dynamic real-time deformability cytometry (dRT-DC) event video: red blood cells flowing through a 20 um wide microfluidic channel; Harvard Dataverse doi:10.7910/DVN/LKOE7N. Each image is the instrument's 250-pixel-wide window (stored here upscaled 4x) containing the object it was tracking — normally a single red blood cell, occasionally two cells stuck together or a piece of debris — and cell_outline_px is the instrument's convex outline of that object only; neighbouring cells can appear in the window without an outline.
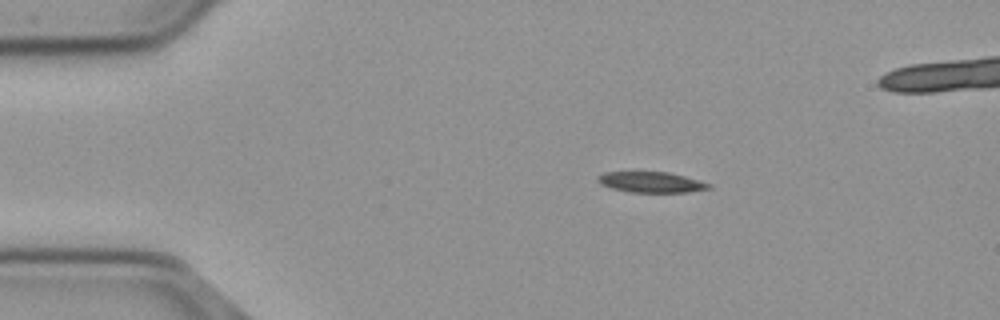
{"species": "common noctule bat (a hibernating species)", "species_latin": "Nyctalus noctula", "temperature_condition": "cold", "stored_images_in_passage": 47, "camera_frame_rate_fps": 3000, "um_per_image_px": 0.085, "animal": {"sex": "male", "body_mass_g": 23.1, "forearm_length_mm": 52.7}, "frame": {"image": 1, "passage_image": 1, "time_ms": 0.0, "image_size_px": [1000, 320], "cell_outline_px": [[712, 188], [688, 192], [628, 192], [612, 188], [600, 184], [596, 180], [596, 176], [604, 172], [668, 172], [684, 176], [712, 184]], "centroid_in_image_um": [55.33, 15.48], "position_along_channel_um": 29.7, "area_um2": 13.41}}
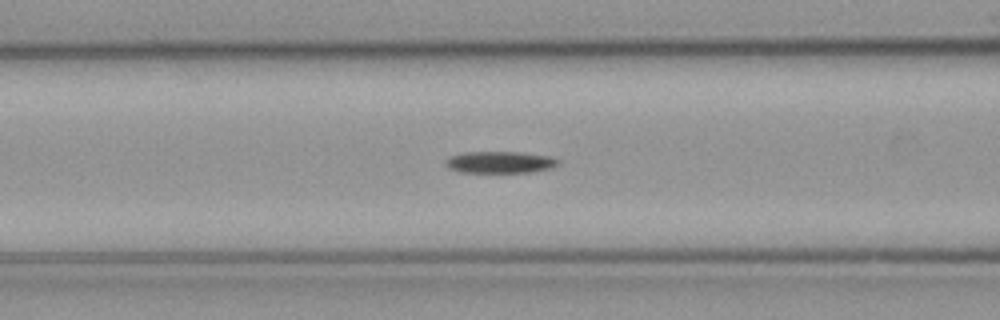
{"frame": {"image": 2, "passage_image": 13, "time_ms": 4.0, "image_size_px": [1000, 320], "cell_outline_px": [[560, 164], [548, 168], [532, 172], [460, 172], [448, 168], [444, 164], [452, 156], [464, 152], [520, 152], [548, 156], [560, 160]], "centroid_in_image_um": [42.51, 13.79], "position_along_channel_um": 124.1, "area_um2": 14.1}}
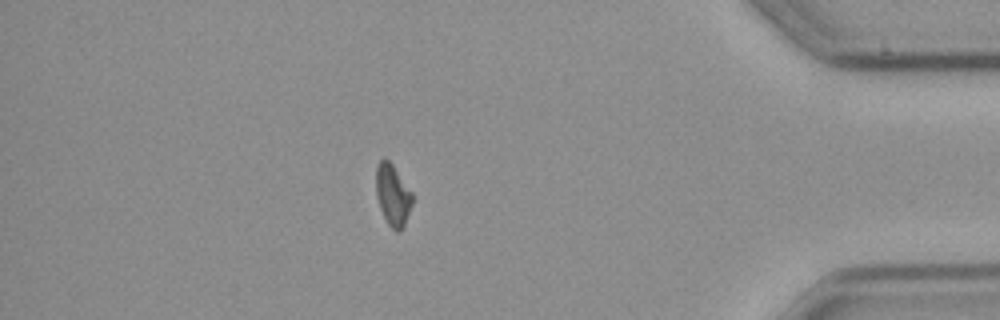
{"frame": {"image": 3, "passage_image": 39, "time_ms": 12.667, "image_size_px": [1000, 320], "cell_outline_px": [[412, 204], [404, 224], [400, 232], [396, 232], [388, 224], [380, 208], [376, 196], [376, 168], [380, 160], [384, 156], [392, 164], [412, 192]], "centroid_in_image_um": [33.37, 16.56], "position_along_channel_um": 401.8, "area_um2": 12.89}, "authors_computed_cell_mechanics": {"area_um2": 13.9876, "velocity_mm_per_s": 3.6999, "shape_relaxation_time_tau1_ms": 8.6114, "shape_relaxation_time_tau2_ms": null, "deformation_change_tau1": 0.162, "deformation_change_tau2": null}}